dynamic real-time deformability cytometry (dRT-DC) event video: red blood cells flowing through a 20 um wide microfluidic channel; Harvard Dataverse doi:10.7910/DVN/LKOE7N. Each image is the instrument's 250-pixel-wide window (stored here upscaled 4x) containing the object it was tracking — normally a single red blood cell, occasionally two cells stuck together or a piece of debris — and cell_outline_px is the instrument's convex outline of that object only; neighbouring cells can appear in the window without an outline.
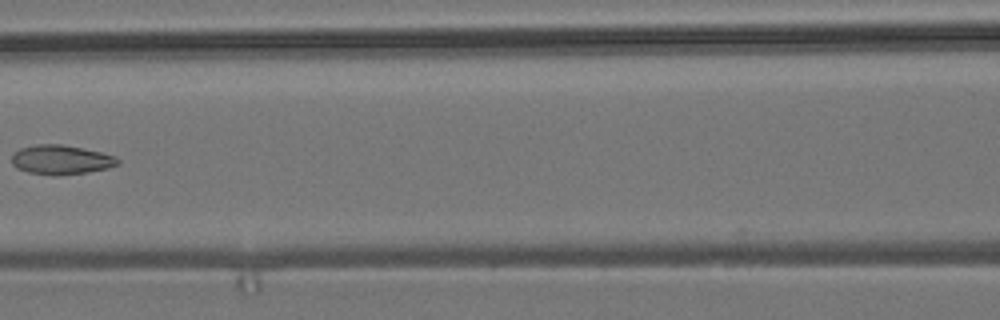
{"species": "common noctule bat (a hibernating species)", "species_latin": "Nyctalus noctula", "temperature_condition": "room temperature", "stored_images_in_passage": 4, "camera_frame_rate_fps": 3000, "um_per_image_px": 0.085, "animal": {"sex": "male", "body_mass_g": 19.2, "forearm_length_mm": 51.8}, "frame": {"image": 1, "passage_image": 4, "time_ms": 1.0, "image_size_px": [1000, 320], "cell_outline_px": [[120, 164], [108, 168], [88, 172], [56, 176], [52, 176], [28, 172], [16, 168], [12, 164], [12, 152], [20, 148], [36, 144], [64, 144], [100, 152], [116, 156], [120, 160]], "centroid_in_image_um": [5.18, 13.58], "position_along_channel_um": 161.4, "area_um2": 18.44}}